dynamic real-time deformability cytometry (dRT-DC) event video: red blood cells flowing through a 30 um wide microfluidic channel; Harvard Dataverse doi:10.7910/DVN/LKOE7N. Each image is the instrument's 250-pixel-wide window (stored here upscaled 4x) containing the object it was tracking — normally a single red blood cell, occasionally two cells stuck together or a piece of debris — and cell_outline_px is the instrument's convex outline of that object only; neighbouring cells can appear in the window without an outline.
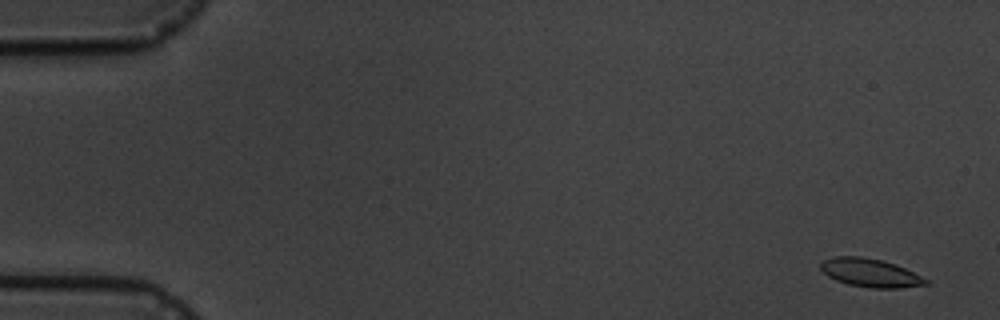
{"species": "common noctule bat (a hibernating species)", "species_latin": "Nyctalus noctula", "temperature_condition": "cold", "stored_images_in_passage": 7, "camera_frame_rate_fps": 3000, "um_per_image_px": 0.085, "animal": {"sex": "male", "body_mass_g": 19.5, "forearm_length_mm": 54.6}, "frame": {"image": 1, "passage_image": 1, "time_ms": 0.0, "image_size_px": [1000, 320], "cell_outline_px": [[928, 284], [900, 288], [872, 288], [848, 284], [836, 280], [828, 276], [820, 268], [820, 264], [824, 260], [832, 256], [860, 256], [880, 260], [896, 264], [928, 280]], "centroid_in_image_um": [73.95, 23.18], "position_along_channel_um": 11.1, "area_um2": 17.22}}
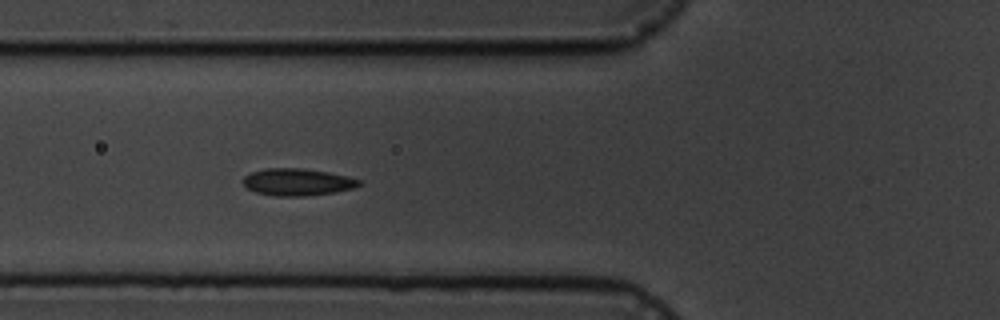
{"frame": {"image": 2, "passage_image": 6, "time_ms": 6.333, "image_size_px": [1000, 320], "cell_outline_px": [[360, 184], [352, 188], [336, 192], [304, 196], [276, 196], [256, 192], [248, 188], [240, 180], [244, 176], [252, 172], [264, 168], [304, 168], [328, 172], [348, 176], [360, 180]], "centroid_in_image_um": [25.25, 15.46], "position_along_channel_um": 100.6, "area_um2": 18.32}}
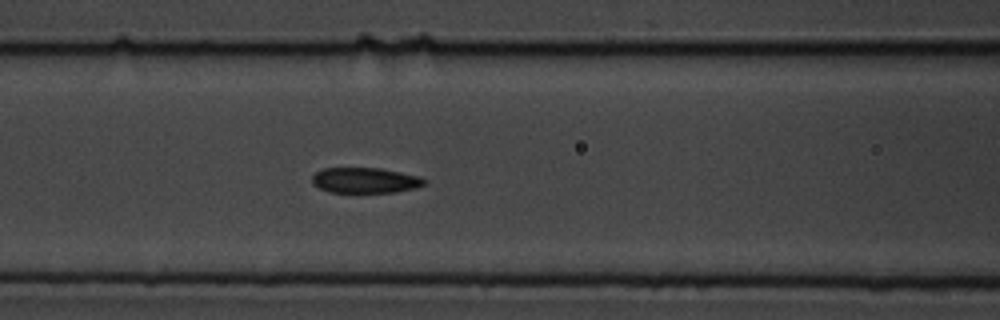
{"frame": {"image": 3, "passage_image": 7, "time_ms": 7.333, "image_size_px": [1000, 320], "cell_outline_px": [[424, 184], [416, 188], [396, 192], [328, 192], [312, 184], [312, 176], [316, 172], [324, 168], [380, 168], [420, 176], [424, 180]], "centroid_in_image_um": [31.01, 15.33], "position_along_channel_um": 135.6, "area_um2": 16.59}}